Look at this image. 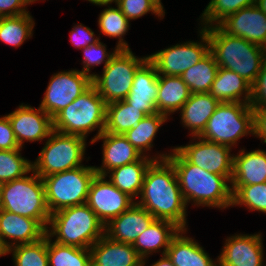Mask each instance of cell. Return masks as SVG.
<instances>
[{"instance_id": "1", "label": "cell", "mask_w": 266, "mask_h": 266, "mask_svg": "<svg viewBox=\"0 0 266 266\" xmlns=\"http://www.w3.org/2000/svg\"><path fill=\"white\" fill-rule=\"evenodd\" d=\"M161 155L147 168L141 200L138 205L151 213L155 219L173 222L181 230H186V202L182 196L173 164Z\"/></svg>"}, {"instance_id": "2", "label": "cell", "mask_w": 266, "mask_h": 266, "mask_svg": "<svg viewBox=\"0 0 266 266\" xmlns=\"http://www.w3.org/2000/svg\"><path fill=\"white\" fill-rule=\"evenodd\" d=\"M167 159L173 164L182 196L198 205L226 208L232 205V189L226 184L232 176L208 172L191 164L176 148Z\"/></svg>"}, {"instance_id": "3", "label": "cell", "mask_w": 266, "mask_h": 266, "mask_svg": "<svg viewBox=\"0 0 266 266\" xmlns=\"http://www.w3.org/2000/svg\"><path fill=\"white\" fill-rule=\"evenodd\" d=\"M207 27L204 26V30L208 35L210 52L218 66L237 73L252 85L261 70L266 49L229 35L216 24Z\"/></svg>"}, {"instance_id": "4", "label": "cell", "mask_w": 266, "mask_h": 266, "mask_svg": "<svg viewBox=\"0 0 266 266\" xmlns=\"http://www.w3.org/2000/svg\"><path fill=\"white\" fill-rule=\"evenodd\" d=\"M49 225L46 234L57 235L55 242L87 249L105 234V225L86 203L52 213Z\"/></svg>"}, {"instance_id": "5", "label": "cell", "mask_w": 266, "mask_h": 266, "mask_svg": "<svg viewBox=\"0 0 266 266\" xmlns=\"http://www.w3.org/2000/svg\"><path fill=\"white\" fill-rule=\"evenodd\" d=\"M106 103L91 85L53 118V130L86 138L88 132L99 128L96 137L104 132Z\"/></svg>"}, {"instance_id": "6", "label": "cell", "mask_w": 266, "mask_h": 266, "mask_svg": "<svg viewBox=\"0 0 266 266\" xmlns=\"http://www.w3.org/2000/svg\"><path fill=\"white\" fill-rule=\"evenodd\" d=\"M32 172L33 176L1 184L2 210L36 219L48 230L51 213L46 204L43 180Z\"/></svg>"}, {"instance_id": "7", "label": "cell", "mask_w": 266, "mask_h": 266, "mask_svg": "<svg viewBox=\"0 0 266 266\" xmlns=\"http://www.w3.org/2000/svg\"><path fill=\"white\" fill-rule=\"evenodd\" d=\"M97 172L92 166L55 173L42 177L49 212L86 203L89 188Z\"/></svg>"}, {"instance_id": "8", "label": "cell", "mask_w": 266, "mask_h": 266, "mask_svg": "<svg viewBox=\"0 0 266 266\" xmlns=\"http://www.w3.org/2000/svg\"><path fill=\"white\" fill-rule=\"evenodd\" d=\"M247 133H254L251 104L222 102L209 118L198 139L231 147Z\"/></svg>"}, {"instance_id": "9", "label": "cell", "mask_w": 266, "mask_h": 266, "mask_svg": "<svg viewBox=\"0 0 266 266\" xmlns=\"http://www.w3.org/2000/svg\"><path fill=\"white\" fill-rule=\"evenodd\" d=\"M85 138L53 130L32 170L41 178L80 167L85 152Z\"/></svg>"}, {"instance_id": "10", "label": "cell", "mask_w": 266, "mask_h": 266, "mask_svg": "<svg viewBox=\"0 0 266 266\" xmlns=\"http://www.w3.org/2000/svg\"><path fill=\"white\" fill-rule=\"evenodd\" d=\"M147 59L136 58L130 49H115L109 63L104 66L103 75L94 74L92 78V85L106 104L128 96L135 72Z\"/></svg>"}, {"instance_id": "11", "label": "cell", "mask_w": 266, "mask_h": 266, "mask_svg": "<svg viewBox=\"0 0 266 266\" xmlns=\"http://www.w3.org/2000/svg\"><path fill=\"white\" fill-rule=\"evenodd\" d=\"M92 85V78L81 71L55 74L46 89L40 108L54 118Z\"/></svg>"}, {"instance_id": "12", "label": "cell", "mask_w": 266, "mask_h": 266, "mask_svg": "<svg viewBox=\"0 0 266 266\" xmlns=\"http://www.w3.org/2000/svg\"><path fill=\"white\" fill-rule=\"evenodd\" d=\"M205 44L186 42L161 50L148 59L155 65L157 73L162 76H181L188 68L198 63L210 52L207 32L200 30Z\"/></svg>"}, {"instance_id": "13", "label": "cell", "mask_w": 266, "mask_h": 266, "mask_svg": "<svg viewBox=\"0 0 266 266\" xmlns=\"http://www.w3.org/2000/svg\"><path fill=\"white\" fill-rule=\"evenodd\" d=\"M105 177V175H95L89 188L86 204L99 220L107 225L112 219L129 209L134 202L132 197L121 192L110 181H106Z\"/></svg>"}, {"instance_id": "14", "label": "cell", "mask_w": 266, "mask_h": 266, "mask_svg": "<svg viewBox=\"0 0 266 266\" xmlns=\"http://www.w3.org/2000/svg\"><path fill=\"white\" fill-rule=\"evenodd\" d=\"M176 149L191 163L211 173L223 176L233 175L234 156L230 147L223 144L200 140Z\"/></svg>"}, {"instance_id": "15", "label": "cell", "mask_w": 266, "mask_h": 266, "mask_svg": "<svg viewBox=\"0 0 266 266\" xmlns=\"http://www.w3.org/2000/svg\"><path fill=\"white\" fill-rule=\"evenodd\" d=\"M218 26L229 35L241 37L266 49V13L256 5L227 16Z\"/></svg>"}, {"instance_id": "16", "label": "cell", "mask_w": 266, "mask_h": 266, "mask_svg": "<svg viewBox=\"0 0 266 266\" xmlns=\"http://www.w3.org/2000/svg\"><path fill=\"white\" fill-rule=\"evenodd\" d=\"M7 116L20 148L24 143L23 140H42L53 132V118L40 107L35 109L22 104Z\"/></svg>"}, {"instance_id": "17", "label": "cell", "mask_w": 266, "mask_h": 266, "mask_svg": "<svg viewBox=\"0 0 266 266\" xmlns=\"http://www.w3.org/2000/svg\"><path fill=\"white\" fill-rule=\"evenodd\" d=\"M158 77L155 65L147 59L135 72L132 87L124 100L146 115L158 113Z\"/></svg>"}, {"instance_id": "18", "label": "cell", "mask_w": 266, "mask_h": 266, "mask_svg": "<svg viewBox=\"0 0 266 266\" xmlns=\"http://www.w3.org/2000/svg\"><path fill=\"white\" fill-rule=\"evenodd\" d=\"M217 262L219 266H263L260 234L235 235L226 240Z\"/></svg>"}, {"instance_id": "19", "label": "cell", "mask_w": 266, "mask_h": 266, "mask_svg": "<svg viewBox=\"0 0 266 266\" xmlns=\"http://www.w3.org/2000/svg\"><path fill=\"white\" fill-rule=\"evenodd\" d=\"M154 220L155 217L151 213L135 202L129 209L105 225V235L114 241L133 245L137 237Z\"/></svg>"}, {"instance_id": "20", "label": "cell", "mask_w": 266, "mask_h": 266, "mask_svg": "<svg viewBox=\"0 0 266 266\" xmlns=\"http://www.w3.org/2000/svg\"><path fill=\"white\" fill-rule=\"evenodd\" d=\"M91 266H144L131 244L117 242L105 234L90 248Z\"/></svg>"}, {"instance_id": "21", "label": "cell", "mask_w": 266, "mask_h": 266, "mask_svg": "<svg viewBox=\"0 0 266 266\" xmlns=\"http://www.w3.org/2000/svg\"><path fill=\"white\" fill-rule=\"evenodd\" d=\"M99 139L103 141V165L102 167H95L94 169L98 175L107 176L106 170L124 166L140 160L142 154L127 140L122 134H113L103 132L100 136L93 138L91 143ZM107 168V169H106Z\"/></svg>"}, {"instance_id": "22", "label": "cell", "mask_w": 266, "mask_h": 266, "mask_svg": "<svg viewBox=\"0 0 266 266\" xmlns=\"http://www.w3.org/2000/svg\"><path fill=\"white\" fill-rule=\"evenodd\" d=\"M47 229L36 219L0 210V238L9 249L11 244L5 237L18 241L20 244H30L46 236Z\"/></svg>"}, {"instance_id": "23", "label": "cell", "mask_w": 266, "mask_h": 266, "mask_svg": "<svg viewBox=\"0 0 266 266\" xmlns=\"http://www.w3.org/2000/svg\"><path fill=\"white\" fill-rule=\"evenodd\" d=\"M232 185L266 183V151L241 152L234 156Z\"/></svg>"}, {"instance_id": "24", "label": "cell", "mask_w": 266, "mask_h": 266, "mask_svg": "<svg viewBox=\"0 0 266 266\" xmlns=\"http://www.w3.org/2000/svg\"><path fill=\"white\" fill-rule=\"evenodd\" d=\"M220 102L208 93H191L189 99L182 106L181 120L192 130L195 137H199L206 128Z\"/></svg>"}, {"instance_id": "25", "label": "cell", "mask_w": 266, "mask_h": 266, "mask_svg": "<svg viewBox=\"0 0 266 266\" xmlns=\"http://www.w3.org/2000/svg\"><path fill=\"white\" fill-rule=\"evenodd\" d=\"M252 85L237 73L219 67L212 84L210 94L222 102H242L240 97L245 93L244 103H251Z\"/></svg>"}, {"instance_id": "26", "label": "cell", "mask_w": 266, "mask_h": 266, "mask_svg": "<svg viewBox=\"0 0 266 266\" xmlns=\"http://www.w3.org/2000/svg\"><path fill=\"white\" fill-rule=\"evenodd\" d=\"M184 231L177 232L166 251L172 264L174 266H218L197 242L180 235V232L184 233Z\"/></svg>"}, {"instance_id": "27", "label": "cell", "mask_w": 266, "mask_h": 266, "mask_svg": "<svg viewBox=\"0 0 266 266\" xmlns=\"http://www.w3.org/2000/svg\"><path fill=\"white\" fill-rule=\"evenodd\" d=\"M179 230L181 229L173 222L155 219L151 225L137 237L133 247L142 259H145L144 257L149 253L161 247H164L162 255H165L172 238Z\"/></svg>"}, {"instance_id": "28", "label": "cell", "mask_w": 266, "mask_h": 266, "mask_svg": "<svg viewBox=\"0 0 266 266\" xmlns=\"http://www.w3.org/2000/svg\"><path fill=\"white\" fill-rule=\"evenodd\" d=\"M191 92L180 76L158 77V95L156 100L158 113H168L181 109L189 99Z\"/></svg>"}, {"instance_id": "29", "label": "cell", "mask_w": 266, "mask_h": 266, "mask_svg": "<svg viewBox=\"0 0 266 266\" xmlns=\"http://www.w3.org/2000/svg\"><path fill=\"white\" fill-rule=\"evenodd\" d=\"M154 160L157 159H148L147 156L143 155L140 160L134 163L116 167L109 171L112 174L109 181L121 192L132 198L137 197L142 191L146 170Z\"/></svg>"}, {"instance_id": "30", "label": "cell", "mask_w": 266, "mask_h": 266, "mask_svg": "<svg viewBox=\"0 0 266 266\" xmlns=\"http://www.w3.org/2000/svg\"><path fill=\"white\" fill-rule=\"evenodd\" d=\"M145 116L144 112L129 105L125 100L106 104L104 131L124 135L129 129L136 126Z\"/></svg>"}, {"instance_id": "31", "label": "cell", "mask_w": 266, "mask_h": 266, "mask_svg": "<svg viewBox=\"0 0 266 266\" xmlns=\"http://www.w3.org/2000/svg\"><path fill=\"white\" fill-rule=\"evenodd\" d=\"M219 66L211 52L188 68L180 77L191 93H208L211 90Z\"/></svg>"}, {"instance_id": "32", "label": "cell", "mask_w": 266, "mask_h": 266, "mask_svg": "<svg viewBox=\"0 0 266 266\" xmlns=\"http://www.w3.org/2000/svg\"><path fill=\"white\" fill-rule=\"evenodd\" d=\"M47 253L49 266H91L90 249L51 243L48 235Z\"/></svg>"}, {"instance_id": "33", "label": "cell", "mask_w": 266, "mask_h": 266, "mask_svg": "<svg viewBox=\"0 0 266 266\" xmlns=\"http://www.w3.org/2000/svg\"><path fill=\"white\" fill-rule=\"evenodd\" d=\"M167 116L161 113L145 116L136 126L129 129L124 136L141 153L152 147V141Z\"/></svg>"}, {"instance_id": "34", "label": "cell", "mask_w": 266, "mask_h": 266, "mask_svg": "<svg viewBox=\"0 0 266 266\" xmlns=\"http://www.w3.org/2000/svg\"><path fill=\"white\" fill-rule=\"evenodd\" d=\"M34 21L29 13L0 17V40L12 46H20L32 36Z\"/></svg>"}, {"instance_id": "35", "label": "cell", "mask_w": 266, "mask_h": 266, "mask_svg": "<svg viewBox=\"0 0 266 266\" xmlns=\"http://www.w3.org/2000/svg\"><path fill=\"white\" fill-rule=\"evenodd\" d=\"M10 251H13L15 266H49L47 234L39 241L30 244L19 245L13 242L8 249V252Z\"/></svg>"}, {"instance_id": "36", "label": "cell", "mask_w": 266, "mask_h": 266, "mask_svg": "<svg viewBox=\"0 0 266 266\" xmlns=\"http://www.w3.org/2000/svg\"><path fill=\"white\" fill-rule=\"evenodd\" d=\"M19 151L0 150V184L21 178L32 171V163L24 159Z\"/></svg>"}, {"instance_id": "37", "label": "cell", "mask_w": 266, "mask_h": 266, "mask_svg": "<svg viewBox=\"0 0 266 266\" xmlns=\"http://www.w3.org/2000/svg\"><path fill=\"white\" fill-rule=\"evenodd\" d=\"M232 206L246 205L251 210L266 213V183L232 185Z\"/></svg>"}, {"instance_id": "38", "label": "cell", "mask_w": 266, "mask_h": 266, "mask_svg": "<svg viewBox=\"0 0 266 266\" xmlns=\"http://www.w3.org/2000/svg\"><path fill=\"white\" fill-rule=\"evenodd\" d=\"M98 22L99 28L104 35L119 38L116 49H130L128 44L121 39L129 28V20L119 8L104 9L99 16Z\"/></svg>"}, {"instance_id": "39", "label": "cell", "mask_w": 266, "mask_h": 266, "mask_svg": "<svg viewBox=\"0 0 266 266\" xmlns=\"http://www.w3.org/2000/svg\"><path fill=\"white\" fill-rule=\"evenodd\" d=\"M257 0H211L202 13L204 22L211 27L213 21L218 25L227 16L238 10L256 4Z\"/></svg>"}, {"instance_id": "40", "label": "cell", "mask_w": 266, "mask_h": 266, "mask_svg": "<svg viewBox=\"0 0 266 266\" xmlns=\"http://www.w3.org/2000/svg\"><path fill=\"white\" fill-rule=\"evenodd\" d=\"M115 3L128 20L142 17L150 11L160 17L165 13L157 0H116Z\"/></svg>"}, {"instance_id": "41", "label": "cell", "mask_w": 266, "mask_h": 266, "mask_svg": "<svg viewBox=\"0 0 266 266\" xmlns=\"http://www.w3.org/2000/svg\"><path fill=\"white\" fill-rule=\"evenodd\" d=\"M83 50H84L83 51L84 67L81 72H83L86 75H89L91 78H93V74L88 73L90 71V67L94 65H99L103 61H105L104 66H106L109 63L111 57L114 55V53L108 54L106 52L105 45L102 44L100 41L96 42L95 44L89 45L86 48H83ZM105 58L106 60H104Z\"/></svg>"}, {"instance_id": "42", "label": "cell", "mask_w": 266, "mask_h": 266, "mask_svg": "<svg viewBox=\"0 0 266 266\" xmlns=\"http://www.w3.org/2000/svg\"><path fill=\"white\" fill-rule=\"evenodd\" d=\"M250 104L251 106H264L266 104V56L263 60L258 77L252 84Z\"/></svg>"}, {"instance_id": "43", "label": "cell", "mask_w": 266, "mask_h": 266, "mask_svg": "<svg viewBox=\"0 0 266 266\" xmlns=\"http://www.w3.org/2000/svg\"><path fill=\"white\" fill-rule=\"evenodd\" d=\"M21 149L8 116L0 118V150Z\"/></svg>"}, {"instance_id": "44", "label": "cell", "mask_w": 266, "mask_h": 266, "mask_svg": "<svg viewBox=\"0 0 266 266\" xmlns=\"http://www.w3.org/2000/svg\"><path fill=\"white\" fill-rule=\"evenodd\" d=\"M71 42L77 48H86L89 45L95 44L99 41V38L92 39L94 32L83 25L75 26L71 31Z\"/></svg>"}, {"instance_id": "45", "label": "cell", "mask_w": 266, "mask_h": 266, "mask_svg": "<svg viewBox=\"0 0 266 266\" xmlns=\"http://www.w3.org/2000/svg\"><path fill=\"white\" fill-rule=\"evenodd\" d=\"M27 0H0V17L19 16L28 13L25 9Z\"/></svg>"}, {"instance_id": "46", "label": "cell", "mask_w": 266, "mask_h": 266, "mask_svg": "<svg viewBox=\"0 0 266 266\" xmlns=\"http://www.w3.org/2000/svg\"><path fill=\"white\" fill-rule=\"evenodd\" d=\"M254 135L266 143V106H252Z\"/></svg>"}, {"instance_id": "47", "label": "cell", "mask_w": 266, "mask_h": 266, "mask_svg": "<svg viewBox=\"0 0 266 266\" xmlns=\"http://www.w3.org/2000/svg\"><path fill=\"white\" fill-rule=\"evenodd\" d=\"M151 266H174L171 262V260L167 257V255H163L162 258H160L159 261L152 264Z\"/></svg>"}, {"instance_id": "48", "label": "cell", "mask_w": 266, "mask_h": 266, "mask_svg": "<svg viewBox=\"0 0 266 266\" xmlns=\"http://www.w3.org/2000/svg\"><path fill=\"white\" fill-rule=\"evenodd\" d=\"M92 2L93 4L95 3L96 5H108L112 3L113 1L116 2V0H88Z\"/></svg>"}, {"instance_id": "49", "label": "cell", "mask_w": 266, "mask_h": 266, "mask_svg": "<svg viewBox=\"0 0 266 266\" xmlns=\"http://www.w3.org/2000/svg\"><path fill=\"white\" fill-rule=\"evenodd\" d=\"M255 5L264 13H266V0H257Z\"/></svg>"}, {"instance_id": "50", "label": "cell", "mask_w": 266, "mask_h": 266, "mask_svg": "<svg viewBox=\"0 0 266 266\" xmlns=\"http://www.w3.org/2000/svg\"><path fill=\"white\" fill-rule=\"evenodd\" d=\"M8 248L5 246L4 242L2 241V239L0 238V256L1 255H5L8 254Z\"/></svg>"}, {"instance_id": "51", "label": "cell", "mask_w": 266, "mask_h": 266, "mask_svg": "<svg viewBox=\"0 0 266 266\" xmlns=\"http://www.w3.org/2000/svg\"><path fill=\"white\" fill-rule=\"evenodd\" d=\"M2 209V188L0 184V210Z\"/></svg>"}, {"instance_id": "52", "label": "cell", "mask_w": 266, "mask_h": 266, "mask_svg": "<svg viewBox=\"0 0 266 266\" xmlns=\"http://www.w3.org/2000/svg\"><path fill=\"white\" fill-rule=\"evenodd\" d=\"M36 0H27L28 4L29 3H32V2H35Z\"/></svg>"}]
</instances>
